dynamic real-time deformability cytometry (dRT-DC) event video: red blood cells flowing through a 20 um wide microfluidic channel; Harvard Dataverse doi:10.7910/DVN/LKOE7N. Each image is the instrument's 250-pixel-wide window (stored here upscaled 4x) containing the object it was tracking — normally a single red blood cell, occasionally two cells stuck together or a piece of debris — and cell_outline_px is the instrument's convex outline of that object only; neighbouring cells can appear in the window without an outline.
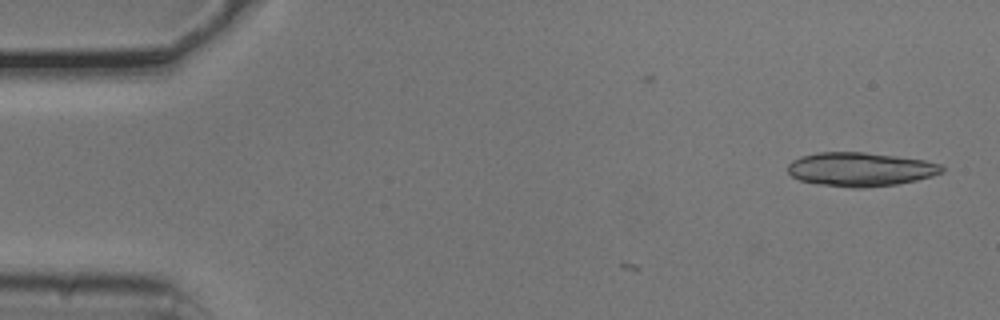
{"species": "common noctule bat (a hibernating species)", "species_latin": "Nyctalus noctula", "temperature_condition": "cold", "stored_images_in_passage": 2, "camera_frame_rate_fps": 3000, "um_per_image_px": 0.085, "animal": {"sex": "male", "body_mass_g": 20.5, "forearm_length_mm": 52.5}, "frame": {"image": 1, "passage_image": 2, "time_ms": 0.333, "image_size_px": [1000, 320], "cell_outline_px": [[944, 172], [932, 176], [916, 180], [896, 184], [864, 188], [852, 188], [816, 184], [800, 180], [792, 176], [788, 172], [788, 164], [792, 160], [800, 156], [816, 152], [864, 152], [896, 156], [924, 160], [940, 164], [944, 168]], "centroid_in_image_um": [73.11, 14.39], "position_along_channel_um": 11.9, "area_um2": 30.58}}